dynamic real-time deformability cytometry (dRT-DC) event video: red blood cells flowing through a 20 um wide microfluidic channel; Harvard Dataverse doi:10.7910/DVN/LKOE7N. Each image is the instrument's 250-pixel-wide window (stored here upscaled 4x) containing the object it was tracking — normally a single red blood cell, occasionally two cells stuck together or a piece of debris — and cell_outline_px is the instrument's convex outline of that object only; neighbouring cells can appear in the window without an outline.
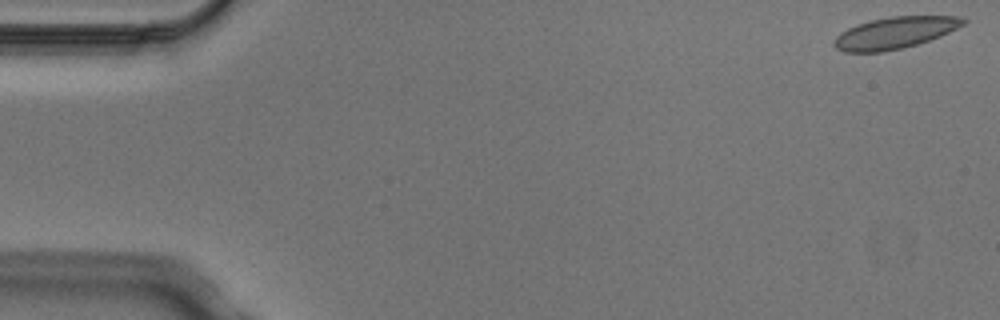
{"species": "Egyptian fruit bat (a non-hibernating species)", "species_latin": "Rousettus aegyptiacus", "temperature_condition": "cold", "stored_images_in_passage": 4, "camera_frame_rate_fps": 3000, "um_per_image_px": 0.085, "animal": {"sex": "male"}, "frame": {"image": 1, "passage_image": 1, "time_ms": 0.0, "image_size_px": [1000, 320], "cell_outline_px": [[968, 20], [964, 24], [940, 36], [916, 44], [884, 52], [844, 52], [836, 48], [832, 44], [836, 36], [840, 32], [856, 24], [868, 20], [892, 16], [960, 16]], "centroid_in_image_um": [76.02, 2.78], "position_along_channel_um": 9.0, "area_um2": 23.81}}
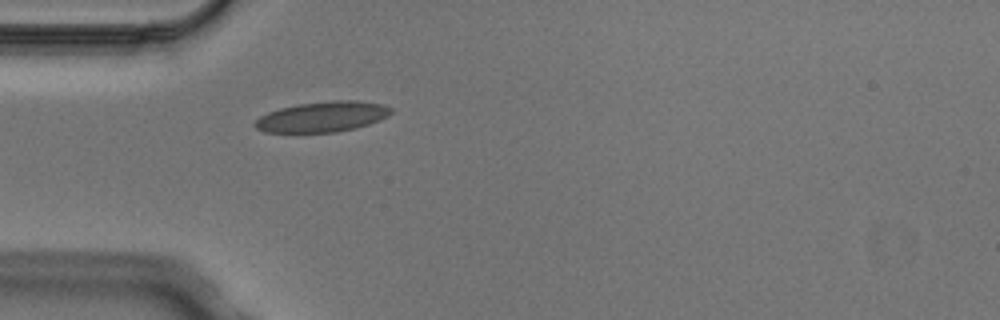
{"frame": {"image": 2, "passage_image": 4, "time_ms": 1.0, "image_size_px": [1000, 320], "cell_outline_px": [[392, 112], [388, 116], [380, 120], [356, 128], [336, 132], [264, 132], [256, 128], [252, 124], [260, 116], [268, 112], [280, 108], [300, 104], [332, 100], [360, 100], [384, 104], [392, 108]], "centroid_in_image_um": [27.43, 9.92], "position_along_channel_um": 57.6, "area_um2": 24.22}}